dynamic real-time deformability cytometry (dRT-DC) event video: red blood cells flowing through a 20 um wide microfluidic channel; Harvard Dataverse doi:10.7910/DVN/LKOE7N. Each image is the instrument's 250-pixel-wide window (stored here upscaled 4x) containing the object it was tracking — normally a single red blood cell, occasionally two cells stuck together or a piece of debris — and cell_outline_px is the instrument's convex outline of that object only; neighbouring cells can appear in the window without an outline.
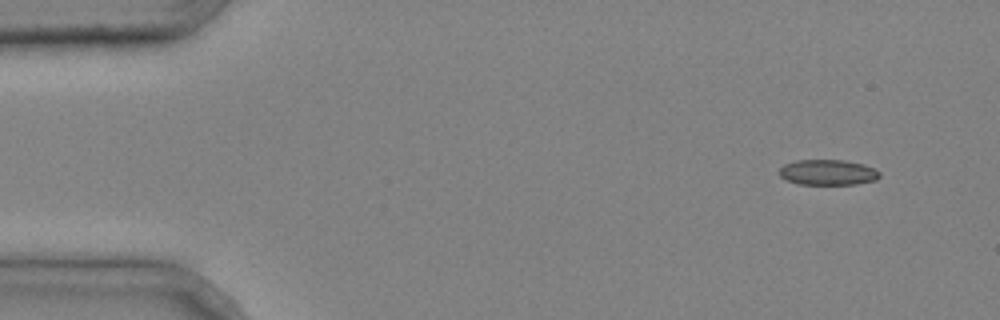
{"species": "common noctule bat (a hibernating species)", "species_latin": "Nyctalus noctula", "temperature_condition": "cold", "stored_images_in_passage": 2, "segment_of_instrument_passage": [2, 2], "camera_frame_rate_fps": 3000, "um_per_image_px": 0.085, "animal": {"sex": "male", "body_mass_g": 20.4}, "frame": {"image": 1, "passage_image": 2, "time_ms": 0.333, "image_size_px": [1000, 320], "cell_outline_px": [[880, 176], [876, 180], [856, 184], [800, 184], [788, 180], [780, 176], [780, 168], [784, 164], [796, 160], [844, 160], [864, 164], [880, 172]], "centroid_in_image_um": [70.38, 14.64], "position_along_channel_um": 14.6, "area_um2": 14.8}}